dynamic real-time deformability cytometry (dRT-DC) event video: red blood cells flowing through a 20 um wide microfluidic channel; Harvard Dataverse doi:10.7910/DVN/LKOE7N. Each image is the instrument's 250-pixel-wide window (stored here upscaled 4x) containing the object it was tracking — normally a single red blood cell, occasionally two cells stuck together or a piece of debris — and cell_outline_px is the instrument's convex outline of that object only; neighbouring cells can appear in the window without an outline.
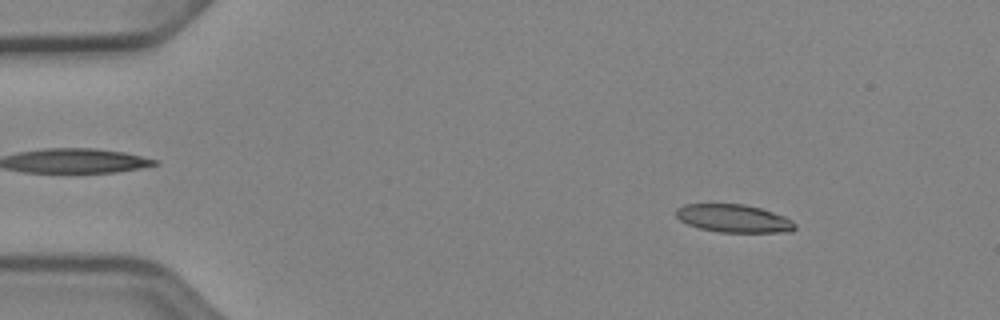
{"species": "Egyptian fruit bat (a non-hibernating species)", "species_latin": "Rousettus aegyptiacus", "temperature_condition": "cold", "stored_images_in_passage": 31, "camera_frame_rate_fps": 3000, "um_per_image_px": 0.085, "animal": {"sex": "female"}, "frame": {"image": 1, "passage_image": 7, "time_ms": 2.0, "image_size_px": [1000, 320], "cell_outline_px": [[796, 228], [792, 232], [720, 232], [700, 228], [688, 224], [680, 220], [676, 216], [676, 208], [684, 204], [744, 204], [760, 208], [784, 216], [792, 220], [796, 224]], "centroid_in_image_um": [62.38, 18.57], "position_along_channel_um": 22.6, "area_um2": 19.36}}
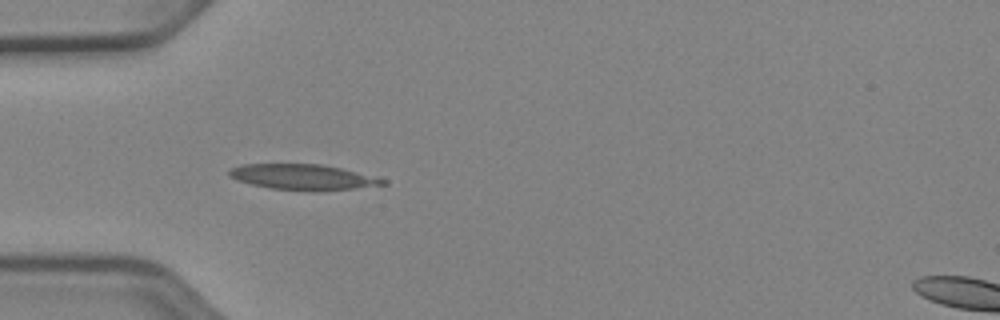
{"frame": {"image": 2, "passage_image": 16, "time_ms": 5.0, "image_size_px": [1000, 320], "cell_outline_px": [[388, 184], [356, 188], [268, 188], [236, 180], [228, 176], [228, 172], [232, 168], [244, 164], [320, 164], [340, 168], [388, 180]], "centroid_in_image_um": [25.7, 15.0], "position_along_channel_um": 59.3, "area_um2": 21.68}}